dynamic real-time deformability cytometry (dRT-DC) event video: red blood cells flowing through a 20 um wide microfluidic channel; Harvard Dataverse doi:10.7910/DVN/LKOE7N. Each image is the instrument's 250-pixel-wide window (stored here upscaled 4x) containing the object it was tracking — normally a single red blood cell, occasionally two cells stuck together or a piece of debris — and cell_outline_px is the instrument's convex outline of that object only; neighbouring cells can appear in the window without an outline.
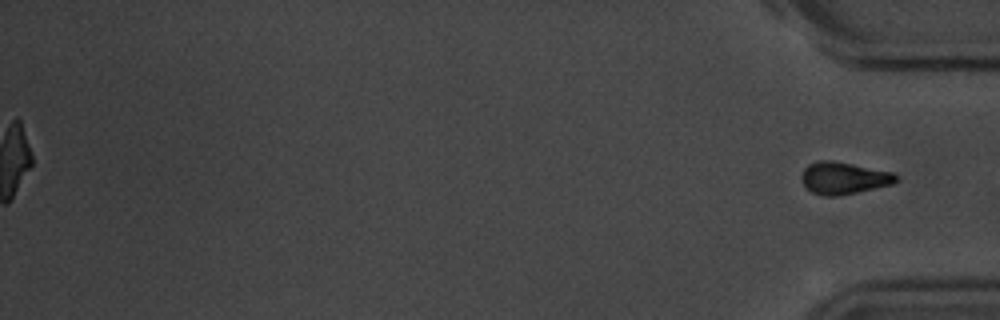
{"species": "common noctule bat (a hibernating species)", "species_latin": "Nyctalus noctula", "temperature_condition": "room temperature", "stored_images_in_passage": 56, "segment_of_instrument_passage": [2, 2], "camera_frame_rate_fps": 3000, "um_per_image_px": 0.085, "animal": {"sex": "male", "body_mass_g": 20.1, "forearm_length_mm": 53.5}, "frame": {"image": 1, "passage_image": 56, "time_ms": 18.333, "image_size_px": [1000, 320], "cell_outline_px": [[896, 180], [892, 184], [840, 196], [824, 196], [812, 192], [804, 184], [800, 176], [804, 168], [808, 164], [816, 160], [832, 160], [892, 172], [896, 176]], "centroid_in_image_um": [71.66, 15.13], "position_along_channel_um": 363.5, "area_um2": 17.57}}